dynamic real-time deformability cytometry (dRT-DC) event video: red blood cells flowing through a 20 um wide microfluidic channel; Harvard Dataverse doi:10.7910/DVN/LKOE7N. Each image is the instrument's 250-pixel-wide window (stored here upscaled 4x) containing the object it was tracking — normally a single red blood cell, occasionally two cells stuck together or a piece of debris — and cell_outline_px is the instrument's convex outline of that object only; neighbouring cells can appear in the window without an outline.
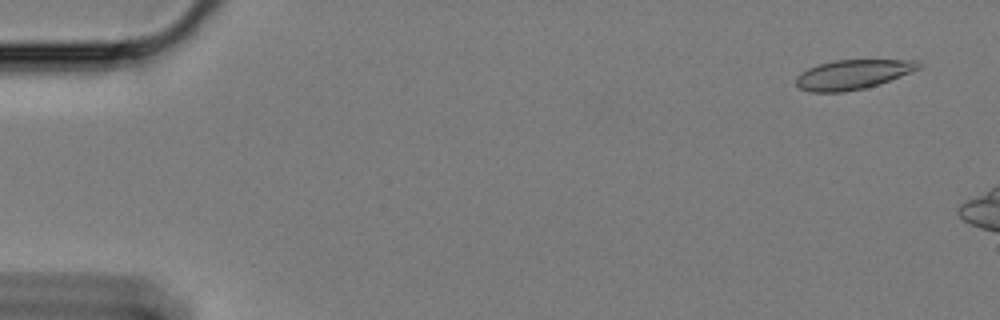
{"species": "Egyptian fruit bat (a non-hibernating species)", "species_latin": "Rousettus aegyptiacus", "temperature_condition": "cold", "stored_images_in_passage": 14, "camera_frame_rate_fps": 3000, "um_per_image_px": 0.085, "animal": {"sex": "female"}, "frame": {"image": 1, "passage_image": 3, "time_ms": 0.667, "image_size_px": [1000, 320], "cell_outline_px": [[920, 68], [912, 72], [864, 88], [844, 92], [808, 92], [800, 88], [796, 84], [796, 76], [800, 72], [808, 68], [832, 60], [916, 60], [920, 64]], "centroid_in_image_um": [72.43, 6.33], "position_along_channel_um": 12.6, "area_um2": 20.92}}